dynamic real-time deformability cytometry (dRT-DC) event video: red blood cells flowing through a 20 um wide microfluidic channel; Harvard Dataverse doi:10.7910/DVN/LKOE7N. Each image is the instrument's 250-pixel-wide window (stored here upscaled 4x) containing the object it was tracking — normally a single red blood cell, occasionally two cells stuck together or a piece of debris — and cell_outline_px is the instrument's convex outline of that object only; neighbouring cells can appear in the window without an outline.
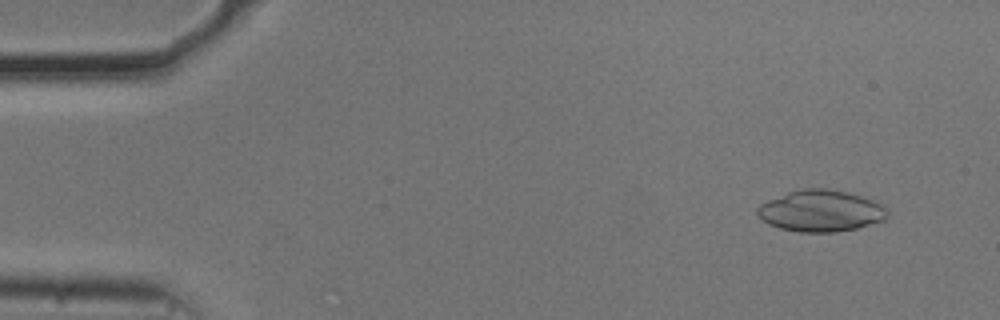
{"species": "common noctule bat (a hibernating species)", "species_latin": "Nyctalus noctula", "temperature_condition": "cold", "stored_images_in_passage": 46, "camera_frame_rate_fps": 3000, "um_per_image_px": 0.085, "animal": {"sex": "male", "body_mass_g": 20.5, "forearm_length_mm": 52.5}, "frame": {"image": 1, "passage_image": 4, "time_ms": 1.0, "image_size_px": [1000, 320], "cell_outline_px": [[888, 216], [884, 220], [856, 228], [836, 232], [796, 232], [780, 228], [768, 224], [756, 216], [756, 208], [760, 204], [768, 200], [788, 192], [804, 188], [828, 188], [848, 192], [884, 204], [888, 208]], "centroid_in_image_um": [69.76, 17.92], "position_along_channel_um": 15.2, "area_um2": 31.73}}